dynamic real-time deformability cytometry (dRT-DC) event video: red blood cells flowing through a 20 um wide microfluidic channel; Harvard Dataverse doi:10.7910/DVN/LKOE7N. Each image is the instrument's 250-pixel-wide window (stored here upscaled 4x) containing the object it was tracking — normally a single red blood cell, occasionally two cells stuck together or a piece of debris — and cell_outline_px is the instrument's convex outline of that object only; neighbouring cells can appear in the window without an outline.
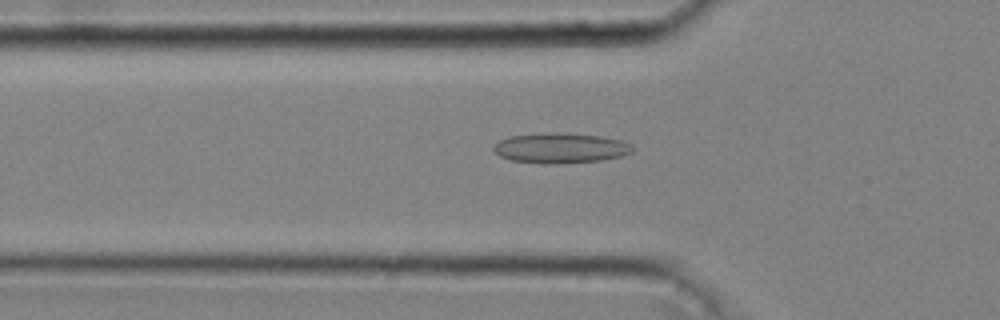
{"species": "common noctule bat (a hibernating species)", "species_latin": "Nyctalus noctula", "temperature_condition": "cold", "stored_images_in_passage": 31, "camera_frame_rate_fps": 3000, "um_per_image_px": 0.085, "animal": {"sex": "male", "body_mass_g": 20.4}, "frame": {"image": 1, "passage_image": 2, "time_ms": 0.333, "image_size_px": [1000, 320], "cell_outline_px": [[632, 152], [624, 156], [600, 160], [544, 164], [508, 160], [492, 152], [492, 148], [500, 140], [508, 136], [544, 132], [556, 132], [600, 136], [620, 140], [632, 144]], "centroid_in_image_um": [47.59, 12.58], "position_along_channel_um": 78.2, "area_um2": 24.57}}
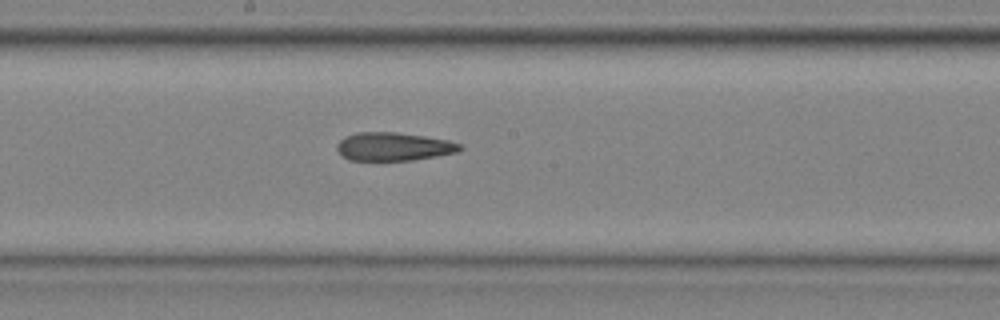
{"frame": {"image": 2, "passage_image": 12, "time_ms": 3.667, "image_size_px": [1000, 320], "cell_outline_px": [[464, 148], [456, 152], [436, 156], [412, 160], [348, 160], [336, 148], [336, 144], [344, 136], [356, 132], [396, 132], [424, 136], [448, 140], [460, 144]], "centroid_in_image_um": [33.44, 12.45], "position_along_channel_um": 214.8, "area_um2": 20.23}}
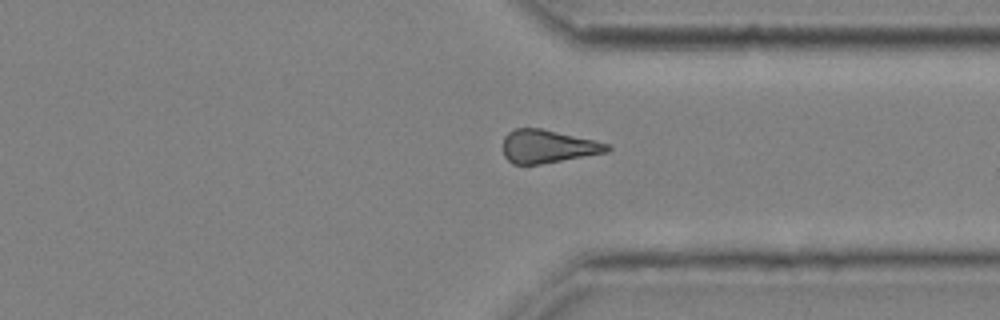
{"frame": {"image": 3, "passage_image": 23, "time_ms": 7.333, "image_size_px": [1000, 320], "cell_outline_px": [[612, 148], [608, 152], [540, 164], [512, 164], [504, 156], [504, 136], [508, 132], [516, 128], [540, 128], [592, 140], [608, 144]], "centroid_in_image_um": [46.54, 12.45], "position_along_channel_um": 364.9, "area_um2": 19.83}, "authors_computed_cell_mechanics": {"area_um2": 20.5768, "velocity_mm_per_s": 4.0922, "shape_relaxation_time_tau1_ms": null, "shape_relaxation_time_tau2_ms": 6.661, "deformation_change_tau1": null, "deformation_change_tau2": 0.1841}}